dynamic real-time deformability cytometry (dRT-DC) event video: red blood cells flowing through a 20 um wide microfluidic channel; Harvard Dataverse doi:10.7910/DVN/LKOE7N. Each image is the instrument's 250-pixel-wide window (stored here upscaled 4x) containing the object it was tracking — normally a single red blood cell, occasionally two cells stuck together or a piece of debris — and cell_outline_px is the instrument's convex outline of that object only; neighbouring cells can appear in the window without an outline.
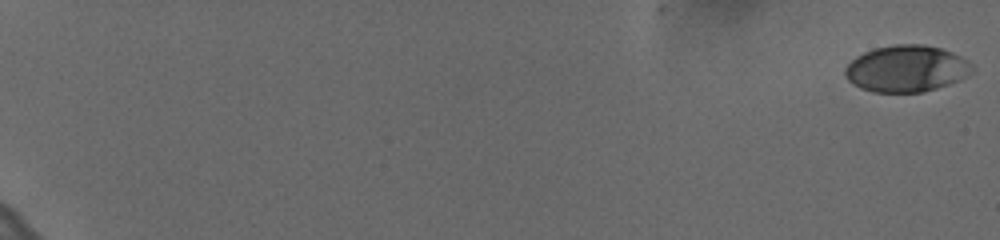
{"species": "human", "species_latin": "Homo sapiens", "temperature_condition": "cold", "stored_images_in_passage": 60, "camera_frame_rate_fps": 3000, "um_per_image_px": 0.085, "donor": {"sex": "female"}, "frame": {"image": 1, "passage_image": 1, "time_ms": 0.0, "image_size_px": [1000, 240], "cell_outline_px": [[972, 72], [960, 80], [924, 92], [872, 92], [860, 88], [852, 84], [844, 76], [844, 68], [856, 56], [864, 52], [876, 48], [896, 44], [920, 44], [940, 48], [952, 52], [960, 56], [972, 64]], "centroid_in_image_um": [77.02, 5.84], "position_along_channel_um": 8.0, "area_um2": 34.51}}
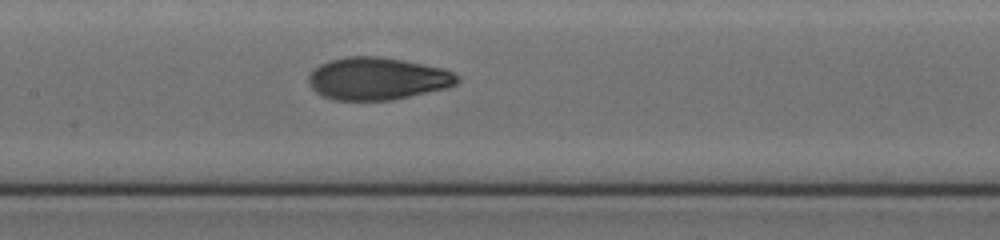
{"frame": {"image": 2, "passage_image": 34, "time_ms": 11.0, "image_size_px": [1000, 240], "cell_outline_px": [[460, 80], [456, 84], [448, 88], [392, 100], [336, 100], [324, 96], [316, 92], [308, 84], [308, 76], [312, 68], [328, 60], [348, 56], [376, 56], [400, 60], [444, 68], [460, 76]], "centroid_in_image_um": [32.07, 6.68], "position_along_channel_um": 175.3, "area_um2": 36.93}}
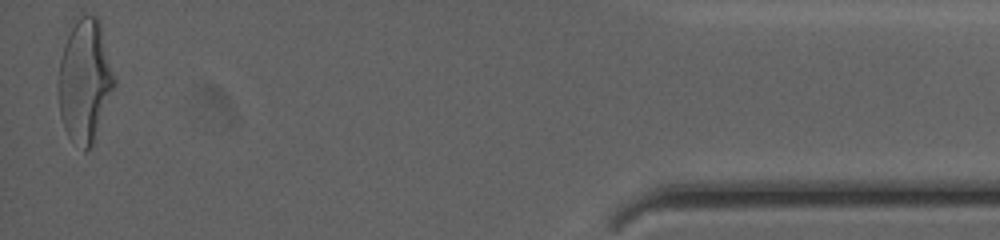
{"frame": {"image": 3, "passage_image": 60, "time_ms": 19.667, "image_size_px": [1000, 240], "cell_outline_px": [[116, 84], [92, 144], [84, 152], [68, 136], [64, 128], [60, 116], [60, 60], [64, 44], [72, 16], [96, 16], [100, 20], [116, 80]], "centroid_in_image_um": [7.22, 6.79], "position_along_channel_um": 428.0, "area_um2": 40.0}, "authors_computed_cell_mechanics": {"area_um2": 36.2117, "velocity_mm_per_s": 3.6479, "shape_relaxation_time_tau1_ms": 4.2061, "shape_relaxation_time_tau2_ms": 1.4068, "deformation_change_tau1": 0.1841, "deformation_change_tau2": 0.0655}}